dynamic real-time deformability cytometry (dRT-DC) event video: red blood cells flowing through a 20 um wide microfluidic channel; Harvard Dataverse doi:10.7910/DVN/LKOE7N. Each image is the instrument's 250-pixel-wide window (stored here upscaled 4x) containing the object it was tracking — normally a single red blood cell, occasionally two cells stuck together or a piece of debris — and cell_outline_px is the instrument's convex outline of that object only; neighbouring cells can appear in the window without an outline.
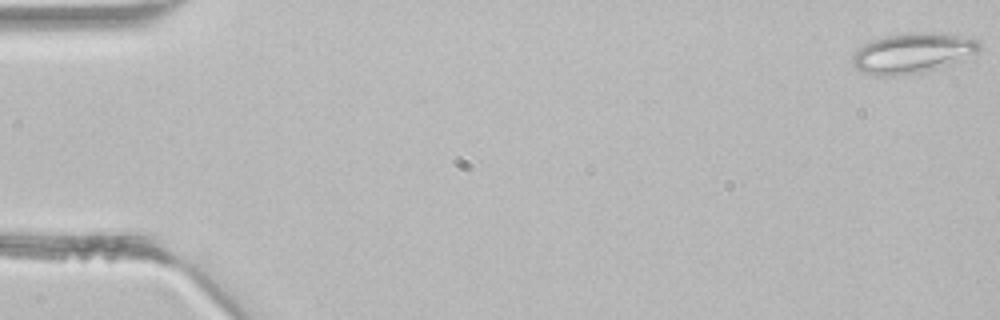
{"species": "common noctule bat (a hibernating species)", "species_latin": "Nyctalus noctula", "temperature_condition": "room temperature", "stored_images_in_passage": 44, "camera_frame_rate_fps": 3000, "um_per_image_px": 0.085, "animal": {"sex": "male", "body_mass_g": 21.5, "forearm_length_mm": 52.0}, "frame": {"image": 1, "passage_image": 1, "time_ms": 0.0, "image_size_px": [1000, 320], "cell_outline_px": [[980, 48], [976, 52], [948, 64], [920, 72], [904, 76], [876, 76], [860, 72], [852, 64], [852, 56], [864, 44], [872, 40], [884, 36], [908, 32], [940, 32], [976, 40], [980, 44]], "centroid_in_image_um": [77.48, 4.51], "position_along_channel_um": 7.5, "area_um2": 29.42}}
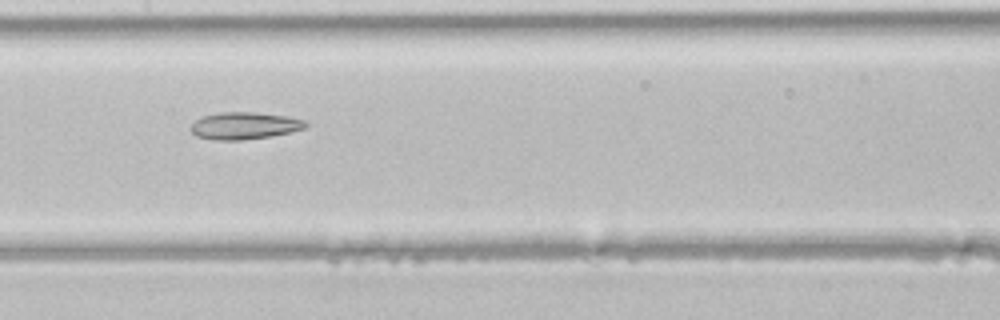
{"frame": {"image": 2, "passage_image": 22, "time_ms": 7.0, "image_size_px": [1000, 320], "cell_outline_px": [[308, 124], [304, 128], [292, 132], [244, 140], [212, 140], [196, 136], [188, 128], [196, 120], [204, 116], [220, 112], [256, 112], [288, 116], [304, 120]], "centroid_in_image_um": [20.76, 10.68], "position_along_channel_um": 186.6, "area_um2": 18.21}}
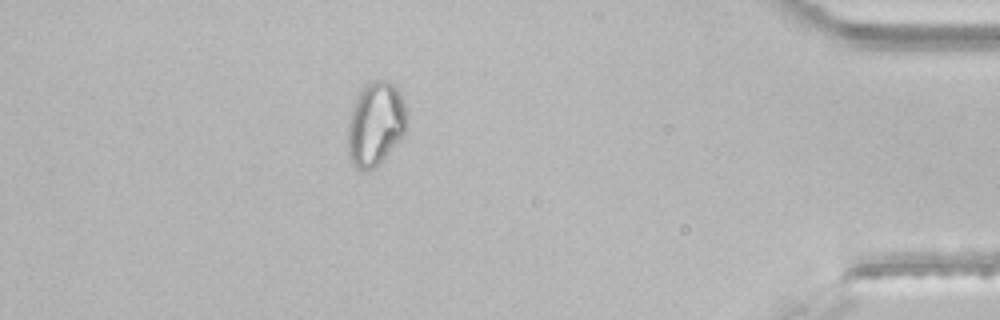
{"frame": {"image": 3, "passage_image": 39, "time_ms": 12.667, "image_size_px": [1000, 320], "cell_outline_px": [[408, 120], [404, 132], [384, 156], [368, 172], [364, 172], [356, 168], [348, 156], [348, 120], [352, 108], [364, 84], [372, 80], [384, 80], [396, 84], [404, 100], [408, 116]], "centroid_in_image_um": [31.91, 10.48], "position_along_channel_um": 403.3, "area_um2": 28.73}}